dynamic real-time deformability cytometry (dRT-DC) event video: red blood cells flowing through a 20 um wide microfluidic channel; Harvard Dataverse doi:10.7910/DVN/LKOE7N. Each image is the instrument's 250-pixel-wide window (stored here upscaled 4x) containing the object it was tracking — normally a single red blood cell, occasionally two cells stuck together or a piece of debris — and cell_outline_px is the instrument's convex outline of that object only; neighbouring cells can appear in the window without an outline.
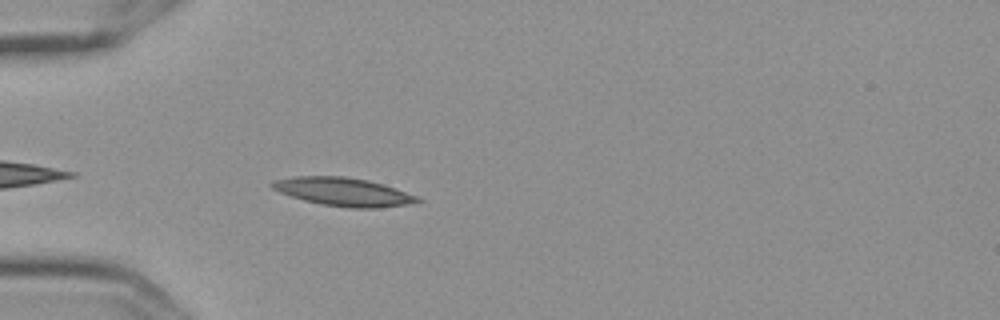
{"species": "Egyptian fruit bat (a non-hibernating species)", "species_latin": "Rousettus aegyptiacus", "temperature_condition": "cold", "stored_images_in_passage": 4, "camera_frame_rate_fps": 3000, "um_per_image_px": 0.085, "frame": {"image": 1, "passage_image": 4, "time_ms": 1.0, "image_size_px": [1000, 320], "cell_outline_px": [[424, 200], [408, 204], [376, 208], [348, 208], [324, 204], [304, 200], [280, 192], [272, 188], [268, 184], [272, 180], [292, 176], [344, 176], [368, 180], [420, 196]], "centroid_in_image_um": [29.18, 16.3], "position_along_channel_um": 55.8, "area_um2": 23.99}}